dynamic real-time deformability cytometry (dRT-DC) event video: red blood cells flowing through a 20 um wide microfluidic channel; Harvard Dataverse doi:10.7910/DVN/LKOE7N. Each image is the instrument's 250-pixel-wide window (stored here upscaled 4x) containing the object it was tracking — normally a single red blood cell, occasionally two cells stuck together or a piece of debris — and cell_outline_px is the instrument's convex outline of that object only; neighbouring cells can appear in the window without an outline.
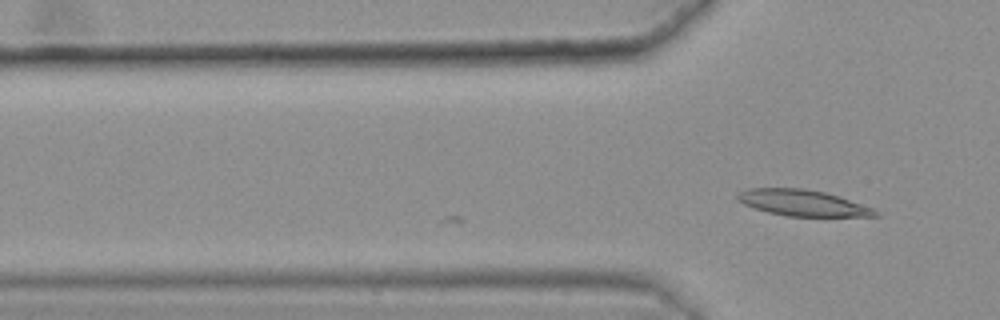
{"species": "common noctule bat (a hibernating species)", "species_latin": "Nyctalus noctula", "temperature_condition": "warm", "stored_images_in_passage": 14, "camera_frame_rate_fps": 3000, "um_per_image_px": 0.085, "animal": {"sex": "female", "body_mass_g": 25.1}, "frame": {"image": 1, "passage_image": 14, "time_ms": 4.333, "image_size_px": [1000, 320], "cell_outline_px": [[880, 216], [788, 216], [768, 212], [752, 208], [736, 200], [736, 196], [740, 192], [748, 188], [804, 188], [824, 192], [840, 196], [872, 208], [880, 212]], "centroid_in_image_um": [68.21, 17.24], "position_along_channel_um": 57.6, "area_um2": 20.98}}